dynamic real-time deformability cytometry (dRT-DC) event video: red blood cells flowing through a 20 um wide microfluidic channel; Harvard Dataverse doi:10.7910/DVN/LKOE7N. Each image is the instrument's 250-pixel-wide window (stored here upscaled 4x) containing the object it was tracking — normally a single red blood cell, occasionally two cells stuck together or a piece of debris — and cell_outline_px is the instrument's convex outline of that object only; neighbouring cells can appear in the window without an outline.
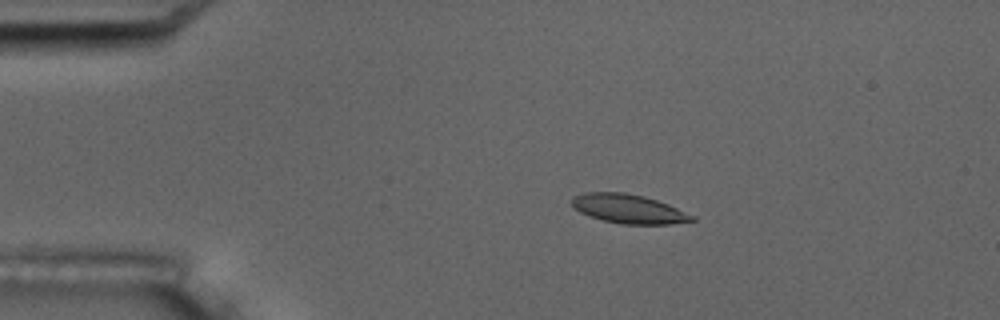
{"species": "common noctule bat (a hibernating species)", "species_latin": "Nyctalus noctula", "temperature_condition": "room temperature", "stored_images_in_passage": 6, "camera_frame_rate_fps": 3000, "um_per_image_px": 0.085, "animal": {"sex": "male", "body_mass_g": 17.5, "forearm_length_mm": 52.3}, "frame": {"image": 1, "passage_image": 4, "time_ms": 3.667, "image_size_px": [1000, 320], "cell_outline_px": [[696, 220], [672, 224], [620, 224], [604, 220], [580, 212], [572, 204], [572, 196], [584, 192], [624, 192], [644, 196], [668, 204], [696, 216]], "centroid_in_image_um": [53.46, 17.74], "position_along_channel_um": 31.5, "area_um2": 20.29}}